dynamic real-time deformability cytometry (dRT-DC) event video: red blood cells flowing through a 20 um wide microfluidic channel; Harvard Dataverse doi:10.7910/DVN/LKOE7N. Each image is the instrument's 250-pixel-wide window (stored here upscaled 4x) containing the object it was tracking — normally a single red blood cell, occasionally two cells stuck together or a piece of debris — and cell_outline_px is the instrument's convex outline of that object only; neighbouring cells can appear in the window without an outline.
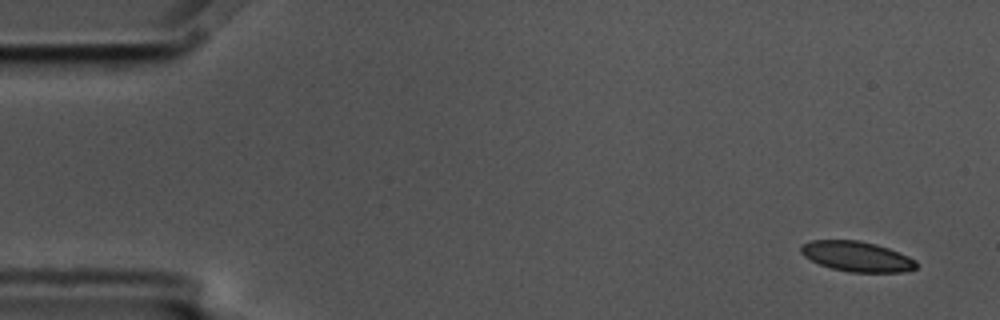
{"species": "common noctule bat (a hibernating species)", "species_latin": "Nyctalus noctula", "temperature_condition": "cold", "stored_images_in_passage": 6, "camera_frame_rate_fps": 3000, "um_per_image_px": 0.085, "animal": {"sex": "male", "body_mass_g": 17.5, "forearm_length_mm": 52.3}, "frame": {"image": 1, "passage_image": 1, "time_ms": 0.0, "image_size_px": [1000, 320], "cell_outline_px": [[916, 268], [904, 272], [852, 272], [832, 268], [820, 264], [804, 256], [800, 252], [800, 248], [804, 244], [812, 240], [860, 240], [876, 244], [900, 252], [916, 260]], "centroid_in_image_um": [72.85, 21.79], "position_along_channel_um": 12.1, "area_um2": 20.17}}
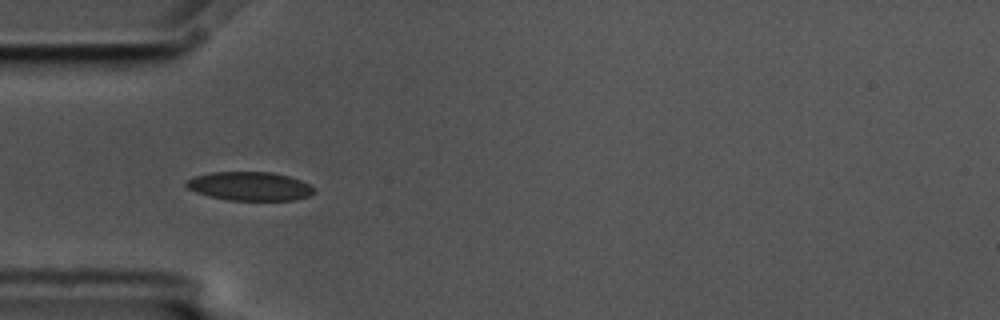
{"frame": {"image": 2, "passage_image": 5, "time_ms": 1.333, "image_size_px": [1000, 320], "cell_outline_px": [[316, 192], [308, 196], [296, 200], [228, 200], [196, 192], [188, 188], [184, 184], [188, 180], [196, 176], [212, 172], [272, 172], [288, 176], [300, 180], [308, 184]], "centroid_in_image_um": [21.25, 15.83], "position_along_channel_um": 63.8, "area_um2": 21.15}}